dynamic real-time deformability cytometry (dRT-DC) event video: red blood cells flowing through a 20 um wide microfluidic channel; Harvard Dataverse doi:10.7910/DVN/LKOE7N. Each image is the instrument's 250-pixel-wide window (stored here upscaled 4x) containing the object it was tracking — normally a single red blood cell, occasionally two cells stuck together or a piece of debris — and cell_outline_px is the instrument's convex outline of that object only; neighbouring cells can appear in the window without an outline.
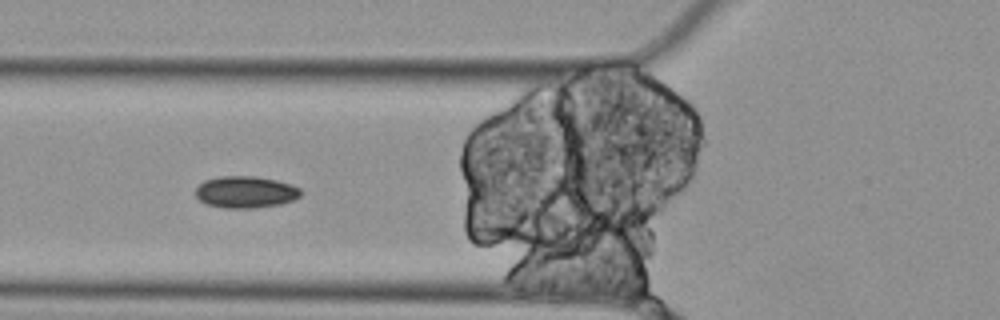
{"species": "Egyptian fruit bat (a non-hibernating species)", "species_latin": "Rousettus aegyptiacus", "temperature_condition": "cold", "stored_images_in_passage": 15, "segment_of_instrument_passage": [1, 2], "camera_frame_rate_fps": 3000, "um_per_image_px": 0.085, "animal": {"sex": "female"}, "frame": {"image": 1, "passage_image": 5, "time_ms": 1.333, "image_size_px": [1000, 320], "cell_outline_px": [[300, 196], [292, 200], [280, 204], [252, 208], [224, 208], [208, 204], [200, 200], [196, 196], [196, 188], [204, 180], [220, 176], [252, 176], [276, 180], [300, 188]], "centroid_in_image_um": [20.85, 16.32], "position_along_channel_um": 105.0, "area_um2": 19.25}}
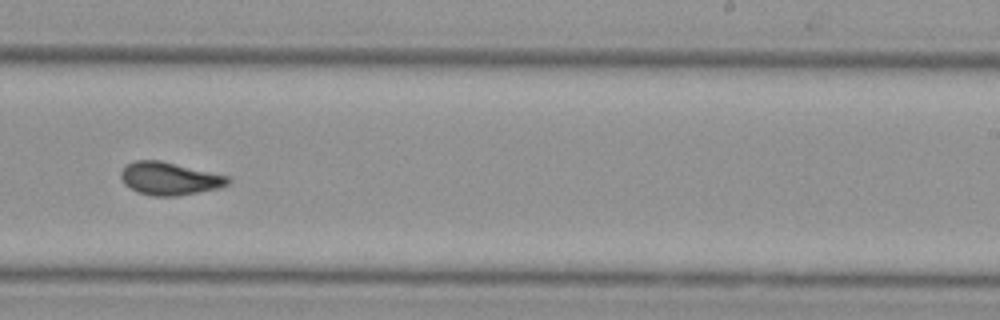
{"frame": {"image": 2, "passage_image": 9, "time_ms": 2.667, "image_size_px": [1000, 320], "cell_outline_px": [[232, 180], [228, 184], [220, 188], [176, 196], [152, 196], [136, 192], [124, 184], [120, 176], [120, 172], [128, 164], [136, 160], [160, 160], [228, 176]], "centroid_in_image_um": [14.4, 15.19], "position_along_channel_um": 274.6, "area_um2": 20.46}}
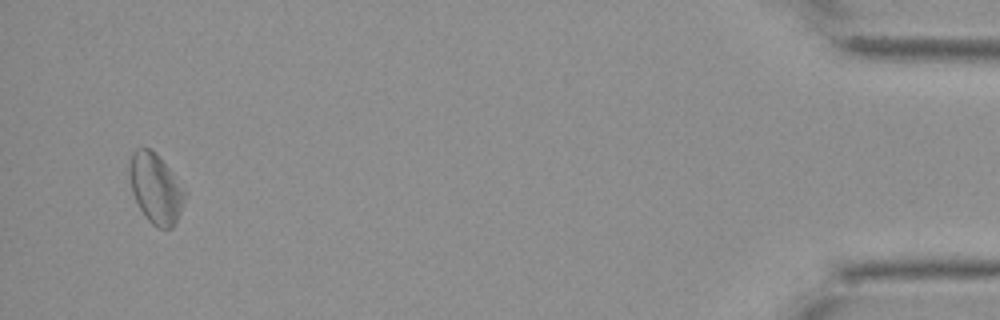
{"frame": {"image": 3, "passage_image": 14, "time_ms": 4.333, "image_size_px": [1000, 320], "cell_outline_px": [[188, 192], [180, 212], [172, 228], [160, 228], [152, 224], [144, 216], [132, 192], [128, 176], [128, 164], [132, 152], [136, 148], [152, 148], [156, 152]], "centroid_in_image_um": [13.22, 15.98], "position_along_channel_um": 422.0, "area_um2": 22.83}}